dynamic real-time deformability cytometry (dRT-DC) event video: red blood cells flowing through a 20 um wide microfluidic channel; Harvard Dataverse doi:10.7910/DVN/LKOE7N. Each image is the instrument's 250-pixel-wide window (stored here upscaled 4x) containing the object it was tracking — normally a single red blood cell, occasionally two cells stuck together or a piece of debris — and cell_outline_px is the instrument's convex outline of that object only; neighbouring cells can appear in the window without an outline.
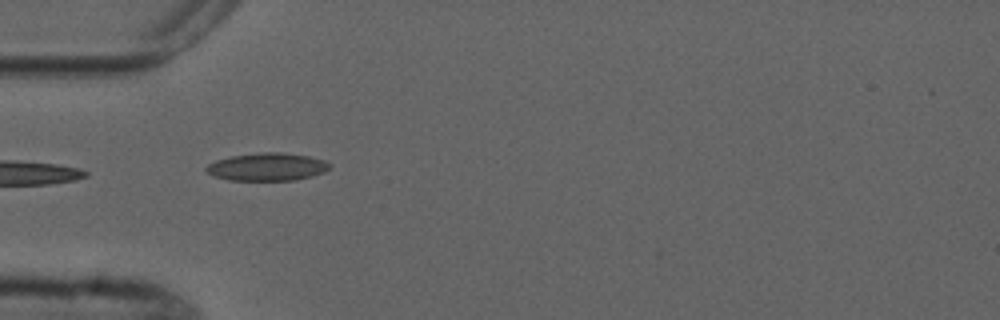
{"species": "common noctule bat (a hibernating species)", "species_latin": "Nyctalus noctula", "temperature_condition": "cold", "stored_images_in_passage": 6, "camera_frame_rate_fps": 3000, "um_per_image_px": 0.085, "animal": {"sex": "male", "forearm_length_mm": 52.5}, "frame": {"image": 1, "passage_image": 5, "time_ms": 5.333, "image_size_px": [1000, 320], "cell_outline_px": [[332, 168], [324, 172], [312, 176], [292, 180], [228, 180], [216, 176], [208, 172], [204, 168], [208, 164], [216, 160], [232, 156], [264, 152], [280, 152], [308, 156], [324, 160], [332, 164]], "centroid_in_image_um": [22.75, 14.18], "position_along_channel_um": 62.2, "area_um2": 19.88}}
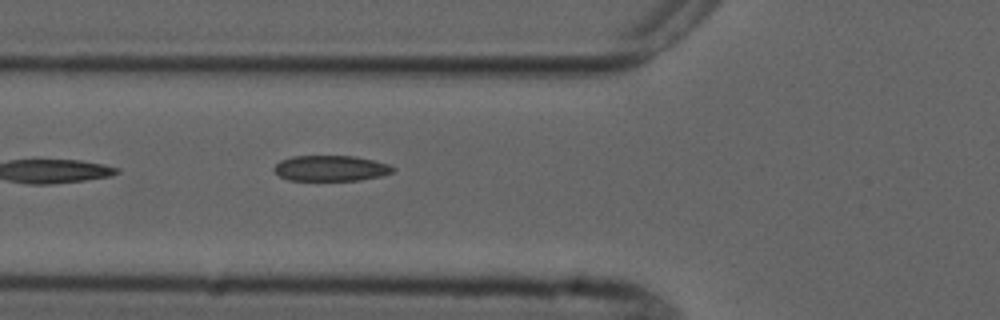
{"frame": {"image": 2, "passage_image": 6, "time_ms": 6.333, "image_size_px": [1000, 320], "cell_outline_px": [[396, 168], [392, 172], [380, 176], [360, 180], [288, 180], [280, 176], [272, 168], [280, 160], [292, 156], [356, 156], [392, 164]], "centroid_in_image_um": [28.14, 14.29], "position_along_channel_um": 97.7, "area_um2": 17.86}}